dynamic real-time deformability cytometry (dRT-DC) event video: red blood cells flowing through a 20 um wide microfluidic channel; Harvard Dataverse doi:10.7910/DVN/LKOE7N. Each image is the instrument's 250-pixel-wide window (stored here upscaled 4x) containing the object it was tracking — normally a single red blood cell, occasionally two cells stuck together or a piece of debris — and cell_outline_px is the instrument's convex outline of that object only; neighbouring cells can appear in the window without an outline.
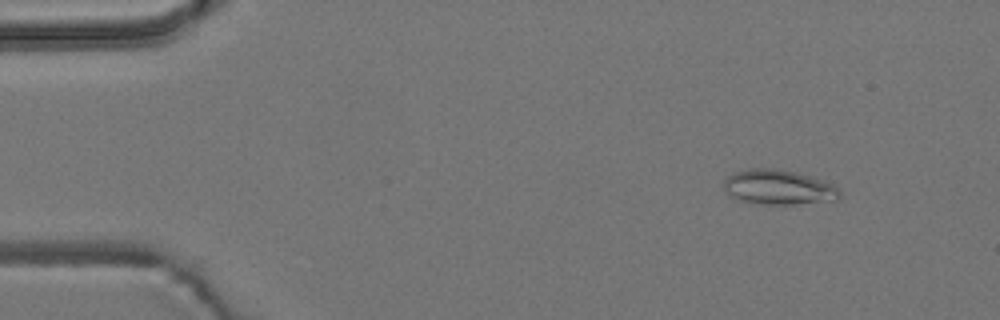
{"species": "common noctule bat (a hibernating species)", "species_latin": "Nyctalus noctula", "temperature_condition": "room temperature", "stored_images_in_passage": 51, "camera_frame_rate_fps": 3000, "um_per_image_px": 0.085, "animal": {"sex": "male", "body_mass_g": 19.2, "forearm_length_mm": 51.8}, "frame": {"image": 1, "passage_image": 2, "time_ms": 0.333, "image_size_px": [1000, 320], "cell_outline_px": [[840, 200], [792, 204], [752, 204], [728, 196], [724, 188], [724, 180], [728, 176], [736, 172], [748, 168], [772, 168], [796, 172], [824, 180], [832, 184], [840, 192]], "centroid_in_image_um": [66.15, 15.92], "position_along_channel_um": 18.8, "area_um2": 23.7}}
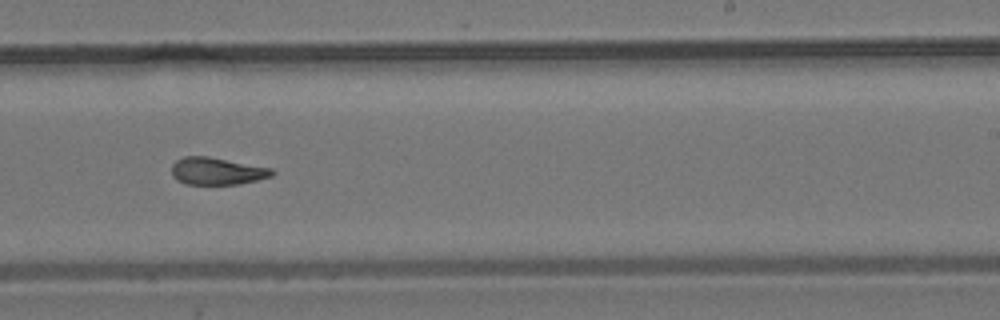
{"frame": {"image": 2, "passage_image": 30, "time_ms": 9.667, "image_size_px": [1000, 320], "cell_outline_px": [[276, 172], [272, 176], [240, 184], [184, 184], [176, 180], [172, 176], [172, 164], [176, 160], [184, 156], [208, 156], [272, 168]], "centroid_in_image_um": [18.43, 14.54], "position_along_channel_um": 270.6, "area_um2": 16.07}}
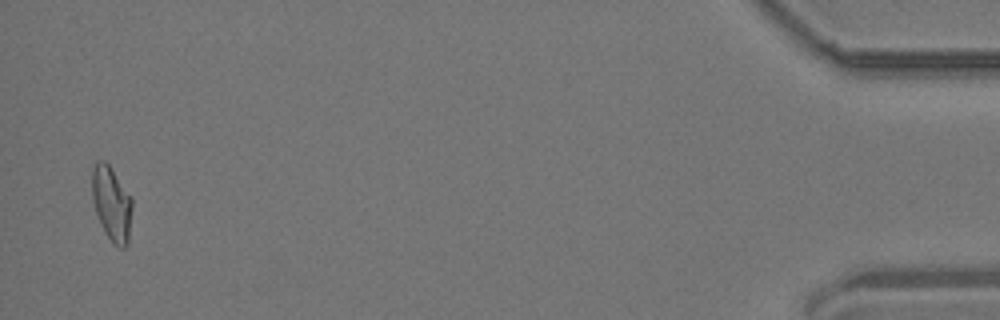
{"frame": {"image": 3, "passage_image": 50, "time_ms": 16.333, "image_size_px": [1000, 320], "cell_outline_px": [[132, 208], [128, 244], [124, 248], [120, 248], [112, 244], [104, 232], [96, 212], [92, 200], [92, 168], [96, 160], [104, 160], [108, 164], [132, 196]], "centroid_in_image_um": [9.49, 17.32], "position_along_channel_um": 425.7, "area_um2": 17.69}, "authors_computed_cell_mechanics": {"area_um2": 17.1088, "velocity_mm_per_s": 3.7102, "shape_relaxation_time_tau1_ms": null, "shape_relaxation_time_tau2_ms": 3.1253, "deformation_change_tau1": null, "deformation_change_tau2": 0.0984}}